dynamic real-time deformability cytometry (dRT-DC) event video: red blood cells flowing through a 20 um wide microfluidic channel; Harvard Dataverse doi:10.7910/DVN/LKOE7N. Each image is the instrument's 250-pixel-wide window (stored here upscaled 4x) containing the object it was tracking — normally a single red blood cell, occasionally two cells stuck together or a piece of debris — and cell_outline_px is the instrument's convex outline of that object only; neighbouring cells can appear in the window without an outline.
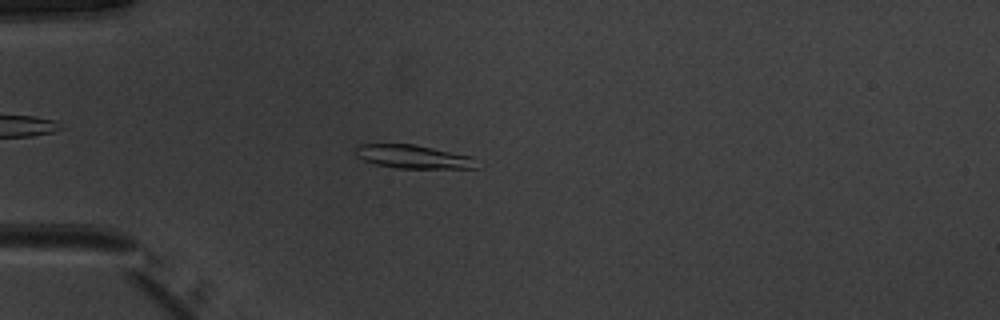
{"species": "common noctule bat (a hibernating species)", "species_latin": "Nyctalus noctula", "temperature_condition": "warm", "stored_images_in_passage": 51, "camera_frame_rate_fps": 3000, "um_per_image_px": 0.085, "animal": {"sex": "male", "body_mass_g": 20.1, "forearm_length_mm": 53.5}, "frame": {"image": 1, "passage_image": 14, "time_ms": 4.333, "image_size_px": [1000, 320], "cell_outline_px": [[476, 168], [396, 168], [376, 164], [364, 160], [356, 156], [352, 148], [356, 144], [412, 144], [472, 156]], "centroid_in_image_um": [35.01, 13.31], "position_along_channel_um": 50.0, "area_um2": 16.47}}
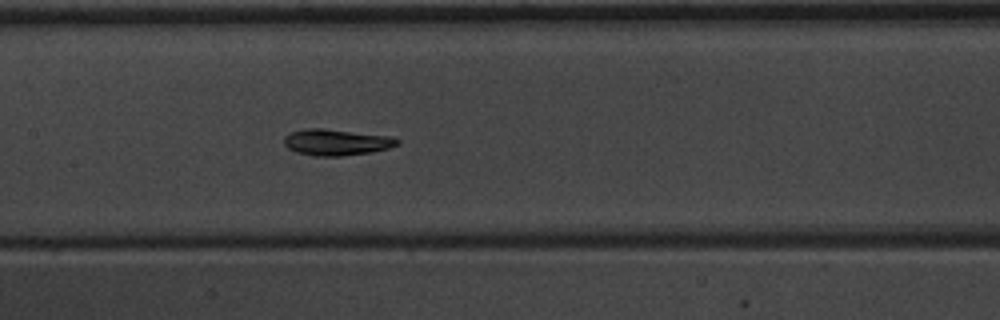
{"frame": {"image": 2, "passage_image": 25, "time_ms": 8.0, "image_size_px": [1000, 320], "cell_outline_px": [[400, 144], [388, 148], [372, 152], [344, 156], [316, 156], [296, 152], [288, 148], [284, 144], [284, 136], [292, 132], [304, 128], [324, 128], [392, 136], [400, 140]], "centroid_in_image_um": [28.61, 12.08], "position_along_channel_um": 178.8, "area_um2": 17.51}}
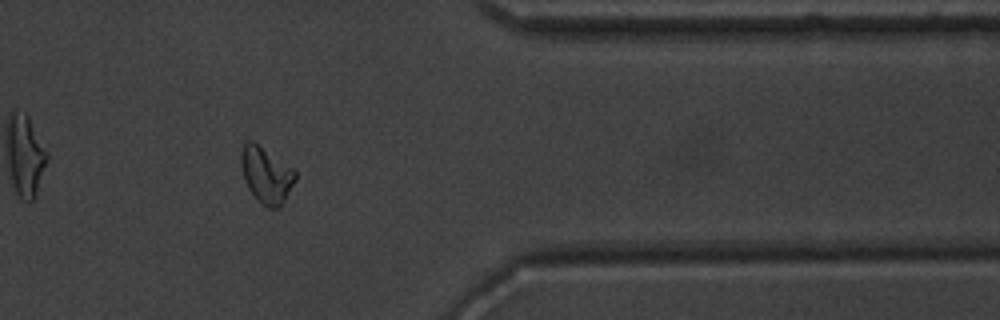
{"frame": {"image": 3, "passage_image": 42, "time_ms": 13.667, "image_size_px": [1000, 320], "cell_outline_px": [[296, 180], [280, 208], [268, 208], [248, 188], [244, 180], [240, 160], [240, 156], [244, 144], [248, 140], [252, 140], [292, 168], [296, 172]], "centroid_in_image_um": [22.63, 14.87], "position_along_channel_um": 388.8, "area_um2": 17.4}, "authors_computed_cell_mechanics": {"area_um2": 17.2822, "velocity_mm_per_s": 3.9594, "shape_relaxation_time_tau1_ms": 2.95, "shape_relaxation_time_tau2_ms": 9.9346, "deformation_change_tau1": 0.1386, "deformation_change_tau2": 0.0908}}